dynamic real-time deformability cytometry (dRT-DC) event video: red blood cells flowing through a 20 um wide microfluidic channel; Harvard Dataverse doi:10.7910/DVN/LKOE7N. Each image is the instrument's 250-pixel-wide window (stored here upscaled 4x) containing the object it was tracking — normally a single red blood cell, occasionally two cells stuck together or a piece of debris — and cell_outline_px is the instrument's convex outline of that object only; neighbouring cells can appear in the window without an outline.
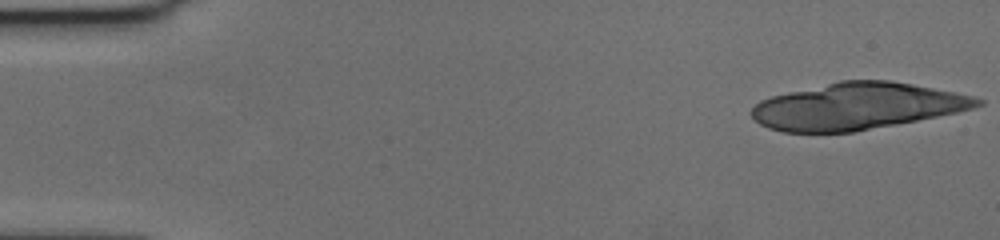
{"species": "human", "species_latin": "Homo sapiens", "temperature_condition": "cold", "stored_images_in_passage": 24, "segment_of_instrument_passage": [1, 2], "camera_frame_rate_fps": 3000, "um_per_image_px": 0.085, "donor": {"sex": "female"}, "frame": {"image": 1, "passage_image": 1, "time_ms": 0.0, "image_size_px": [1000, 240], "cell_outline_px": [[984, 104], [972, 108], [956, 112], [896, 124], [852, 132], [784, 132], [768, 128], [760, 124], [748, 112], [760, 100], [772, 96], [788, 92], [840, 80], [892, 80], [956, 92], [976, 96], [984, 100]], "centroid_in_image_um": [72.85, 9.02], "position_along_channel_um": 12.1, "area_um2": 61.21}}